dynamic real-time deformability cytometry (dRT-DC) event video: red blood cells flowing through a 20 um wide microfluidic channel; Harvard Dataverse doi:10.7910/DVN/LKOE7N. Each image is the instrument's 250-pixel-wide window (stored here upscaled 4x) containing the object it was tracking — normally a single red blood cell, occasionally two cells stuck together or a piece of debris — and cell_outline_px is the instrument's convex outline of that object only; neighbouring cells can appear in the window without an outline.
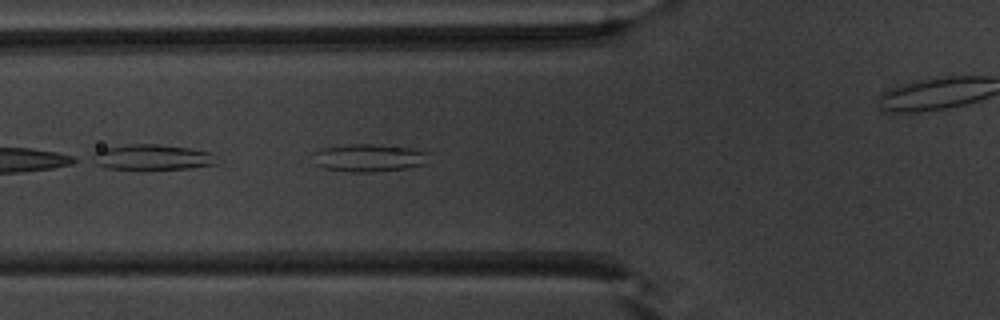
{"species": "common noctule bat (a hibernating species)", "species_latin": "Nyctalus noctula", "temperature_condition": "warm", "stored_images_in_passage": 34, "camera_frame_rate_fps": 3000, "um_per_image_px": 0.085, "animal": {"sex": "male", "body_mass_g": 20.1, "forearm_length_mm": 53.5}, "frame": {"image": 1, "passage_image": 3, "time_ms": 0.667, "image_size_px": [1000, 320], "cell_outline_px": [[428, 152], [424, 164], [404, 168], [372, 172], [352, 172], [324, 168], [316, 164], [316, 152], [324, 148], [348, 144], [372, 144], [408, 148]], "centroid_in_image_um": [31.35, 13.42], "position_along_channel_um": 94.4, "area_um2": 18.09}}
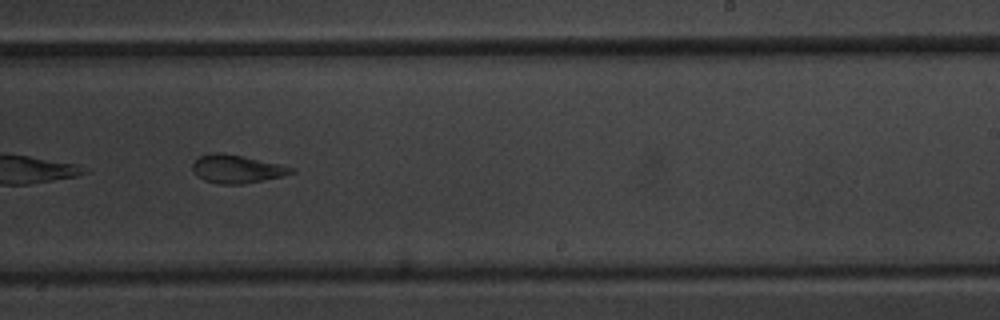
{"frame": {"image": 2, "passage_image": 16, "time_ms": 5.0, "image_size_px": [1000, 320], "cell_outline_px": [[296, 172], [264, 180], [240, 184], [220, 184], [204, 180], [196, 176], [192, 172], [192, 164], [200, 156], [212, 152], [220, 152], [244, 156], [280, 164], [296, 168]], "centroid_in_image_um": [20.11, 14.35], "position_along_channel_um": 268.9, "area_um2": 16.3}}
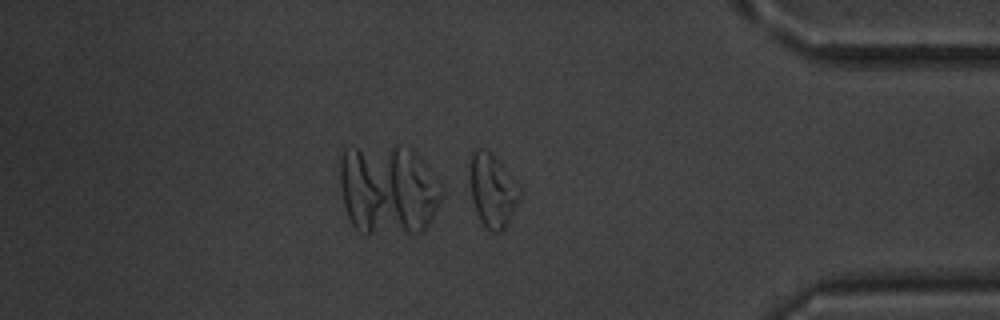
{"frame": {"image": 3, "passage_image": 27, "time_ms": 8.667, "image_size_px": [1000, 320], "cell_outline_px": [[524, 192], [508, 224], [500, 232], [492, 232], [480, 220], [476, 212], [472, 200], [468, 168], [468, 156], [472, 148], [480, 148], [488, 152], [520, 184]], "centroid_in_image_um": [41.86, 16.17], "position_along_channel_um": 393.3, "area_um2": 21.85}, "authors_computed_cell_mechanics": {"area_um2": 16.7909, "velocity_mm_per_s": 4.0126, "shape_relaxation_time_tau1_ms": null, "shape_relaxation_time_tau2_ms": 2.1597, "deformation_change_tau1": null, "deformation_change_tau2": 0.102}}